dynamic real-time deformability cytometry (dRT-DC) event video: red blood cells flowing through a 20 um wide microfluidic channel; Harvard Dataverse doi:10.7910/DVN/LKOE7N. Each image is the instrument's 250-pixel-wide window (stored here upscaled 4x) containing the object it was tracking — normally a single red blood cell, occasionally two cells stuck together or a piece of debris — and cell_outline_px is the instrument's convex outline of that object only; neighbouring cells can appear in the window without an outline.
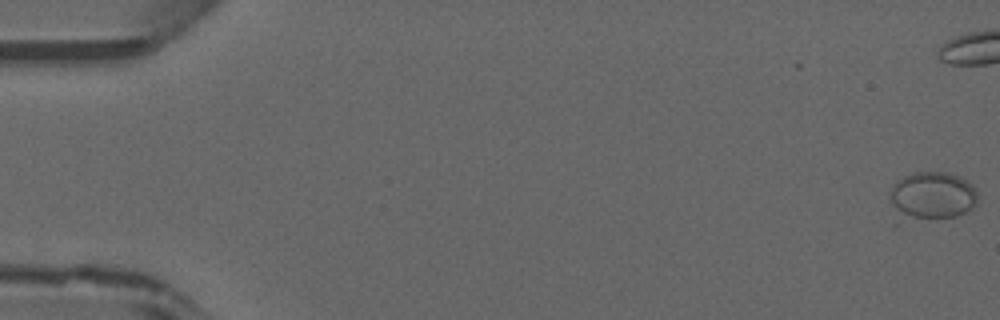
{"species": "common noctule bat (a hibernating species)", "species_latin": "Nyctalus noctula", "temperature_condition": "warm", "stored_images_in_passage": 38, "camera_frame_rate_fps": 3000, "um_per_image_px": 0.085, "animal": {"sex": "male", "forearm_length_mm": 52.5}, "frame": {"image": 1, "passage_image": 1, "time_ms": 0.0, "image_size_px": [1000, 320], "cell_outline_px": [[976, 204], [964, 212], [956, 216], [900, 216], [892, 204], [892, 184], [904, 176], [916, 172], [944, 172], [960, 176], [972, 184], [976, 192]], "centroid_in_image_um": [79.28, 16.56], "position_along_channel_um": 5.7, "area_um2": 23.29}}